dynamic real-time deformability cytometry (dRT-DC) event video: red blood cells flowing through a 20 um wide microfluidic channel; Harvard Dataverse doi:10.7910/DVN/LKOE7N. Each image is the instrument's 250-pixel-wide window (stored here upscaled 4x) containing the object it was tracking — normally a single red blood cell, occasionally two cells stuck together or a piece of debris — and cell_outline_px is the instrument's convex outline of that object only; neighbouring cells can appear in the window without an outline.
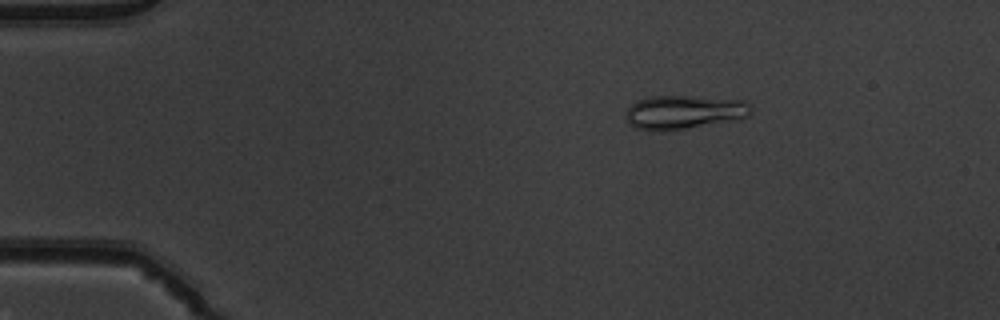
{"species": "common noctule bat (a hibernating species)", "species_latin": "Nyctalus noctula", "temperature_condition": "warm", "stored_images_in_passage": 52, "camera_frame_rate_fps": 3000, "um_per_image_px": 0.085, "animal": {"sex": "male", "body_mass_g": 19.5, "forearm_length_mm": 54.6}, "frame": {"image": 1, "passage_image": 9, "time_ms": 2.667, "image_size_px": [1000, 320], "cell_outline_px": [[752, 112], [748, 116], [684, 128], [652, 132], [636, 128], [624, 116], [628, 108], [636, 100], [648, 96], [692, 96], [744, 100], [752, 108]], "centroid_in_image_um": [58.07, 9.51], "position_along_channel_um": 26.9, "area_um2": 24.28}}
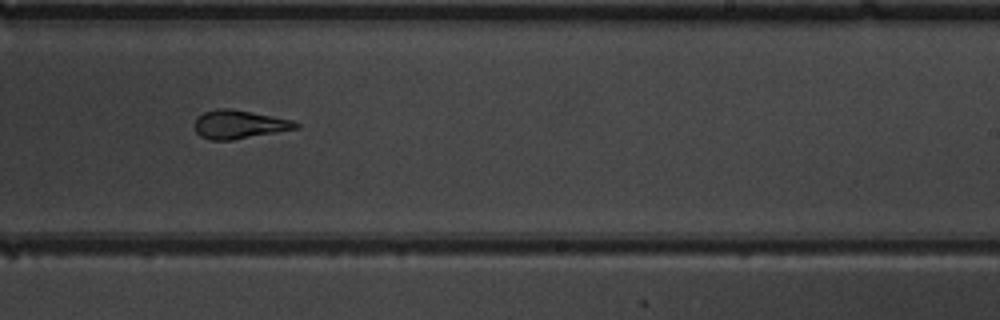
{"frame": {"image": 2, "passage_image": 33, "time_ms": 10.667, "image_size_px": [1000, 320], "cell_outline_px": [[300, 128], [232, 140], [212, 140], [200, 136], [196, 132], [192, 124], [204, 112], [216, 108], [232, 108], [292, 120], [300, 124]], "centroid_in_image_um": [20.32, 10.57], "position_along_channel_um": 268.7, "area_um2": 16.88}}
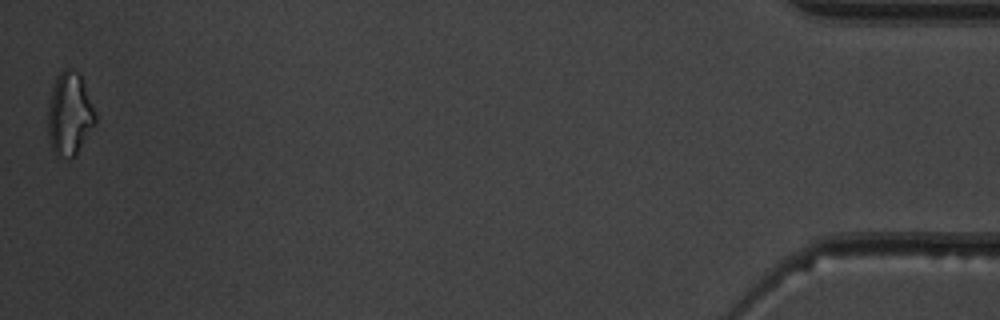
{"frame": {"image": 3, "passage_image": 52, "time_ms": 17.0, "image_size_px": [1000, 320], "cell_outline_px": [[96, 124], [76, 156], [56, 156], [52, 148], [48, 136], [48, 108], [52, 88], [60, 72], [64, 68], [72, 68], [80, 76], [84, 84], [96, 112]], "centroid_in_image_um": [5.93, 9.71], "position_along_channel_um": 429.3, "area_um2": 22.89}, "authors_computed_cell_mechanics": {"area_um2": 18.0914, "velocity_mm_per_s": 3.9214, "shape_relaxation_time_tau1_ms": 8.7774, "shape_relaxation_time_tau2_ms": 1.1184, "deformation_change_tau1": 0.2317, "deformation_change_tau2": 0.071}}